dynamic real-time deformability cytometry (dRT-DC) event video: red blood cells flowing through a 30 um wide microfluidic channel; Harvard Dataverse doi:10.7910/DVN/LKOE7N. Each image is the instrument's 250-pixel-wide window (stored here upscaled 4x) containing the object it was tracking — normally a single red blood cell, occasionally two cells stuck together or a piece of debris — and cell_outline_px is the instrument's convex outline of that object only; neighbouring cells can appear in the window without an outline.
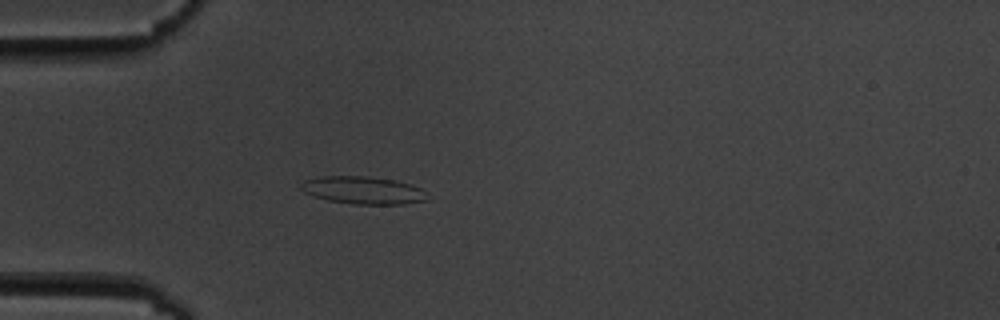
{"species": "common noctule bat (a hibernating species)", "species_latin": "Nyctalus noctula", "temperature_condition": "cold", "stored_images_in_passage": 5, "camera_frame_rate_fps": 3000, "um_per_image_px": 0.085, "animal": {"sex": "male", "body_mass_g": 19.5, "forearm_length_mm": 54.6}, "frame": {"image": 1, "passage_image": 5, "time_ms": 4.667, "image_size_px": [1000, 320], "cell_outline_px": [[428, 200], [404, 204], [352, 204], [328, 200], [304, 192], [300, 188], [300, 184], [304, 180], [320, 176], [368, 176], [392, 180], [408, 184], [420, 188]], "centroid_in_image_um": [30.81, 16.17], "position_along_channel_um": 54.2, "area_um2": 20.06}}